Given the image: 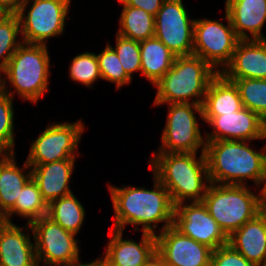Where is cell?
<instances>
[{
    "instance_id": "6da1fadb",
    "label": "cell",
    "mask_w": 266,
    "mask_h": 266,
    "mask_svg": "<svg viewBox=\"0 0 266 266\" xmlns=\"http://www.w3.org/2000/svg\"><path fill=\"white\" fill-rule=\"evenodd\" d=\"M153 175V189L139 186H116L108 183L114 210L112 229L124 231L126 225L156 235V228L163 223L159 232L173 225L175 206L169 191Z\"/></svg>"
},
{
    "instance_id": "7a4b0ae2",
    "label": "cell",
    "mask_w": 266,
    "mask_h": 266,
    "mask_svg": "<svg viewBox=\"0 0 266 266\" xmlns=\"http://www.w3.org/2000/svg\"><path fill=\"white\" fill-rule=\"evenodd\" d=\"M253 141H206L205 157L210 183L259 187L266 172V144L257 150ZM257 150V151H256Z\"/></svg>"
},
{
    "instance_id": "3957f363",
    "label": "cell",
    "mask_w": 266,
    "mask_h": 266,
    "mask_svg": "<svg viewBox=\"0 0 266 266\" xmlns=\"http://www.w3.org/2000/svg\"><path fill=\"white\" fill-rule=\"evenodd\" d=\"M152 152V173L169 191L173 205L202 202L210 184L205 153Z\"/></svg>"
},
{
    "instance_id": "277c9868",
    "label": "cell",
    "mask_w": 266,
    "mask_h": 266,
    "mask_svg": "<svg viewBox=\"0 0 266 266\" xmlns=\"http://www.w3.org/2000/svg\"><path fill=\"white\" fill-rule=\"evenodd\" d=\"M50 59L48 45L23 42L0 72V90L36 104L49 91Z\"/></svg>"
},
{
    "instance_id": "5b68a950",
    "label": "cell",
    "mask_w": 266,
    "mask_h": 266,
    "mask_svg": "<svg viewBox=\"0 0 266 266\" xmlns=\"http://www.w3.org/2000/svg\"><path fill=\"white\" fill-rule=\"evenodd\" d=\"M218 74L201 57H176L173 66L154 85V106L171 103L202 105L210 81Z\"/></svg>"
},
{
    "instance_id": "8992f818",
    "label": "cell",
    "mask_w": 266,
    "mask_h": 266,
    "mask_svg": "<svg viewBox=\"0 0 266 266\" xmlns=\"http://www.w3.org/2000/svg\"><path fill=\"white\" fill-rule=\"evenodd\" d=\"M258 188L249 185H224L210 183L203 204L220 228L229 237L260 211Z\"/></svg>"
},
{
    "instance_id": "52a82bcc",
    "label": "cell",
    "mask_w": 266,
    "mask_h": 266,
    "mask_svg": "<svg viewBox=\"0 0 266 266\" xmlns=\"http://www.w3.org/2000/svg\"><path fill=\"white\" fill-rule=\"evenodd\" d=\"M168 106L166 124L161 133V144L156 152L201 153L205 152L206 140L202 136L197 119L203 120L202 105L171 103ZM197 116H199L197 118Z\"/></svg>"
},
{
    "instance_id": "ba28073f",
    "label": "cell",
    "mask_w": 266,
    "mask_h": 266,
    "mask_svg": "<svg viewBox=\"0 0 266 266\" xmlns=\"http://www.w3.org/2000/svg\"><path fill=\"white\" fill-rule=\"evenodd\" d=\"M71 1L24 0L16 13L23 42L47 45L48 39L62 35L65 31V21L69 19Z\"/></svg>"
},
{
    "instance_id": "9c48e42d",
    "label": "cell",
    "mask_w": 266,
    "mask_h": 266,
    "mask_svg": "<svg viewBox=\"0 0 266 266\" xmlns=\"http://www.w3.org/2000/svg\"><path fill=\"white\" fill-rule=\"evenodd\" d=\"M238 41L226 11L221 20L195 18L193 55L201 57L218 73L230 62Z\"/></svg>"
},
{
    "instance_id": "30bf717a",
    "label": "cell",
    "mask_w": 266,
    "mask_h": 266,
    "mask_svg": "<svg viewBox=\"0 0 266 266\" xmlns=\"http://www.w3.org/2000/svg\"><path fill=\"white\" fill-rule=\"evenodd\" d=\"M85 127L81 119L75 122H53L47 125L44 131L31 142L26 162L32 168L60 160L77 159L78 147Z\"/></svg>"
},
{
    "instance_id": "8fae6325",
    "label": "cell",
    "mask_w": 266,
    "mask_h": 266,
    "mask_svg": "<svg viewBox=\"0 0 266 266\" xmlns=\"http://www.w3.org/2000/svg\"><path fill=\"white\" fill-rule=\"evenodd\" d=\"M30 226L39 266H63L81 260L76 234L47 216L34 220Z\"/></svg>"
},
{
    "instance_id": "7c38bea8",
    "label": "cell",
    "mask_w": 266,
    "mask_h": 266,
    "mask_svg": "<svg viewBox=\"0 0 266 266\" xmlns=\"http://www.w3.org/2000/svg\"><path fill=\"white\" fill-rule=\"evenodd\" d=\"M186 9L183 0H165L155 15L154 37L176 57L193 55L195 19Z\"/></svg>"
},
{
    "instance_id": "4fadbf2b",
    "label": "cell",
    "mask_w": 266,
    "mask_h": 266,
    "mask_svg": "<svg viewBox=\"0 0 266 266\" xmlns=\"http://www.w3.org/2000/svg\"><path fill=\"white\" fill-rule=\"evenodd\" d=\"M173 226L212 250L228 244V236L209 214L203 202H183L175 205Z\"/></svg>"
},
{
    "instance_id": "5bb4252c",
    "label": "cell",
    "mask_w": 266,
    "mask_h": 266,
    "mask_svg": "<svg viewBox=\"0 0 266 266\" xmlns=\"http://www.w3.org/2000/svg\"><path fill=\"white\" fill-rule=\"evenodd\" d=\"M202 121L212 128L211 132H205L206 141L266 140V121L245 107L233 113L203 116Z\"/></svg>"
},
{
    "instance_id": "9a60e30c",
    "label": "cell",
    "mask_w": 266,
    "mask_h": 266,
    "mask_svg": "<svg viewBox=\"0 0 266 266\" xmlns=\"http://www.w3.org/2000/svg\"><path fill=\"white\" fill-rule=\"evenodd\" d=\"M156 236V253L168 266H210L212 249L178 231L173 225Z\"/></svg>"
},
{
    "instance_id": "2e32d148",
    "label": "cell",
    "mask_w": 266,
    "mask_h": 266,
    "mask_svg": "<svg viewBox=\"0 0 266 266\" xmlns=\"http://www.w3.org/2000/svg\"><path fill=\"white\" fill-rule=\"evenodd\" d=\"M124 231L112 229L103 257L113 266H146L156 254V236L142 232L140 242L123 239Z\"/></svg>"
},
{
    "instance_id": "e0dca14e",
    "label": "cell",
    "mask_w": 266,
    "mask_h": 266,
    "mask_svg": "<svg viewBox=\"0 0 266 266\" xmlns=\"http://www.w3.org/2000/svg\"><path fill=\"white\" fill-rule=\"evenodd\" d=\"M220 74L227 80L266 79V39L239 40Z\"/></svg>"
},
{
    "instance_id": "ac0fdd59",
    "label": "cell",
    "mask_w": 266,
    "mask_h": 266,
    "mask_svg": "<svg viewBox=\"0 0 266 266\" xmlns=\"http://www.w3.org/2000/svg\"><path fill=\"white\" fill-rule=\"evenodd\" d=\"M31 233L29 223L22 227L7 222L0 227V266H39Z\"/></svg>"
},
{
    "instance_id": "d6986e66",
    "label": "cell",
    "mask_w": 266,
    "mask_h": 266,
    "mask_svg": "<svg viewBox=\"0 0 266 266\" xmlns=\"http://www.w3.org/2000/svg\"><path fill=\"white\" fill-rule=\"evenodd\" d=\"M225 11L239 40H264L266 0H225Z\"/></svg>"
},
{
    "instance_id": "ffe728a7",
    "label": "cell",
    "mask_w": 266,
    "mask_h": 266,
    "mask_svg": "<svg viewBox=\"0 0 266 266\" xmlns=\"http://www.w3.org/2000/svg\"><path fill=\"white\" fill-rule=\"evenodd\" d=\"M76 159H66L36 165L31 168L33 180L38 185L42 198L49 204L55 199L70 195L71 177Z\"/></svg>"
},
{
    "instance_id": "44dd1931",
    "label": "cell",
    "mask_w": 266,
    "mask_h": 266,
    "mask_svg": "<svg viewBox=\"0 0 266 266\" xmlns=\"http://www.w3.org/2000/svg\"><path fill=\"white\" fill-rule=\"evenodd\" d=\"M228 244L256 266L266 262V212L259 213L228 237Z\"/></svg>"
},
{
    "instance_id": "7402d4cb",
    "label": "cell",
    "mask_w": 266,
    "mask_h": 266,
    "mask_svg": "<svg viewBox=\"0 0 266 266\" xmlns=\"http://www.w3.org/2000/svg\"><path fill=\"white\" fill-rule=\"evenodd\" d=\"M243 107L235 84L218 73L208 85L202 104L203 116L233 113Z\"/></svg>"
},
{
    "instance_id": "603a6c76",
    "label": "cell",
    "mask_w": 266,
    "mask_h": 266,
    "mask_svg": "<svg viewBox=\"0 0 266 266\" xmlns=\"http://www.w3.org/2000/svg\"><path fill=\"white\" fill-rule=\"evenodd\" d=\"M31 178V167L25 160L20 168L16 162L15 153H12L1 164L0 209L5 215L15 206V201L19 198L21 189Z\"/></svg>"
},
{
    "instance_id": "cb8c5ba5",
    "label": "cell",
    "mask_w": 266,
    "mask_h": 266,
    "mask_svg": "<svg viewBox=\"0 0 266 266\" xmlns=\"http://www.w3.org/2000/svg\"><path fill=\"white\" fill-rule=\"evenodd\" d=\"M141 74L154 86L173 66L176 56L156 37L139 42Z\"/></svg>"
},
{
    "instance_id": "d4e9b609",
    "label": "cell",
    "mask_w": 266,
    "mask_h": 266,
    "mask_svg": "<svg viewBox=\"0 0 266 266\" xmlns=\"http://www.w3.org/2000/svg\"><path fill=\"white\" fill-rule=\"evenodd\" d=\"M85 215V208L74 193L55 199L48 204L47 217L76 235L83 226Z\"/></svg>"
},
{
    "instance_id": "484cf974",
    "label": "cell",
    "mask_w": 266,
    "mask_h": 266,
    "mask_svg": "<svg viewBox=\"0 0 266 266\" xmlns=\"http://www.w3.org/2000/svg\"><path fill=\"white\" fill-rule=\"evenodd\" d=\"M122 6L117 34L139 42L154 37L155 16L141 8Z\"/></svg>"
},
{
    "instance_id": "4316f807",
    "label": "cell",
    "mask_w": 266,
    "mask_h": 266,
    "mask_svg": "<svg viewBox=\"0 0 266 266\" xmlns=\"http://www.w3.org/2000/svg\"><path fill=\"white\" fill-rule=\"evenodd\" d=\"M48 204L42 198L36 182L31 178L21 189L15 206L6 214L7 222L12 223V215H17L31 223L41 217L47 216Z\"/></svg>"
},
{
    "instance_id": "83f0119b",
    "label": "cell",
    "mask_w": 266,
    "mask_h": 266,
    "mask_svg": "<svg viewBox=\"0 0 266 266\" xmlns=\"http://www.w3.org/2000/svg\"><path fill=\"white\" fill-rule=\"evenodd\" d=\"M239 91L243 106L266 121V79L229 80Z\"/></svg>"
},
{
    "instance_id": "f1b7e54d",
    "label": "cell",
    "mask_w": 266,
    "mask_h": 266,
    "mask_svg": "<svg viewBox=\"0 0 266 266\" xmlns=\"http://www.w3.org/2000/svg\"><path fill=\"white\" fill-rule=\"evenodd\" d=\"M19 35L21 36V28L17 14H7L0 21V72L23 43Z\"/></svg>"
},
{
    "instance_id": "f546056e",
    "label": "cell",
    "mask_w": 266,
    "mask_h": 266,
    "mask_svg": "<svg viewBox=\"0 0 266 266\" xmlns=\"http://www.w3.org/2000/svg\"><path fill=\"white\" fill-rule=\"evenodd\" d=\"M69 77L72 81L93 89L92 85L102 79L96 54L86 51L74 56L69 66Z\"/></svg>"
},
{
    "instance_id": "4dcf8cb0",
    "label": "cell",
    "mask_w": 266,
    "mask_h": 266,
    "mask_svg": "<svg viewBox=\"0 0 266 266\" xmlns=\"http://www.w3.org/2000/svg\"><path fill=\"white\" fill-rule=\"evenodd\" d=\"M106 44L105 48L96 54L102 80L114 83L117 90L122 89L132 80L127 76L115 50L108 43Z\"/></svg>"
},
{
    "instance_id": "1f68e13d",
    "label": "cell",
    "mask_w": 266,
    "mask_h": 266,
    "mask_svg": "<svg viewBox=\"0 0 266 266\" xmlns=\"http://www.w3.org/2000/svg\"><path fill=\"white\" fill-rule=\"evenodd\" d=\"M116 34L115 47L108 44L115 50L121 65L124 68L127 76L131 79L135 72L141 73V54L139 41L125 38Z\"/></svg>"
},
{
    "instance_id": "d6a6232c",
    "label": "cell",
    "mask_w": 266,
    "mask_h": 266,
    "mask_svg": "<svg viewBox=\"0 0 266 266\" xmlns=\"http://www.w3.org/2000/svg\"><path fill=\"white\" fill-rule=\"evenodd\" d=\"M14 98L0 90V148L15 153Z\"/></svg>"
},
{
    "instance_id": "836d02e7",
    "label": "cell",
    "mask_w": 266,
    "mask_h": 266,
    "mask_svg": "<svg viewBox=\"0 0 266 266\" xmlns=\"http://www.w3.org/2000/svg\"><path fill=\"white\" fill-rule=\"evenodd\" d=\"M210 266H256L235 250L230 244H226L212 250Z\"/></svg>"
},
{
    "instance_id": "e575fe53",
    "label": "cell",
    "mask_w": 266,
    "mask_h": 266,
    "mask_svg": "<svg viewBox=\"0 0 266 266\" xmlns=\"http://www.w3.org/2000/svg\"><path fill=\"white\" fill-rule=\"evenodd\" d=\"M120 5L141 8L155 16L165 0H117Z\"/></svg>"
},
{
    "instance_id": "d590c367",
    "label": "cell",
    "mask_w": 266,
    "mask_h": 266,
    "mask_svg": "<svg viewBox=\"0 0 266 266\" xmlns=\"http://www.w3.org/2000/svg\"><path fill=\"white\" fill-rule=\"evenodd\" d=\"M24 0H0V8L7 14H16Z\"/></svg>"
},
{
    "instance_id": "8d00e7d4",
    "label": "cell",
    "mask_w": 266,
    "mask_h": 266,
    "mask_svg": "<svg viewBox=\"0 0 266 266\" xmlns=\"http://www.w3.org/2000/svg\"><path fill=\"white\" fill-rule=\"evenodd\" d=\"M259 186H262L261 189L258 188L260 211L266 212V172L265 178L261 181Z\"/></svg>"
},
{
    "instance_id": "74e56055",
    "label": "cell",
    "mask_w": 266,
    "mask_h": 266,
    "mask_svg": "<svg viewBox=\"0 0 266 266\" xmlns=\"http://www.w3.org/2000/svg\"><path fill=\"white\" fill-rule=\"evenodd\" d=\"M146 266H168L156 253Z\"/></svg>"
},
{
    "instance_id": "f35d334b",
    "label": "cell",
    "mask_w": 266,
    "mask_h": 266,
    "mask_svg": "<svg viewBox=\"0 0 266 266\" xmlns=\"http://www.w3.org/2000/svg\"><path fill=\"white\" fill-rule=\"evenodd\" d=\"M93 266H113L106 258L102 256L92 261Z\"/></svg>"
},
{
    "instance_id": "ab89813d",
    "label": "cell",
    "mask_w": 266,
    "mask_h": 266,
    "mask_svg": "<svg viewBox=\"0 0 266 266\" xmlns=\"http://www.w3.org/2000/svg\"><path fill=\"white\" fill-rule=\"evenodd\" d=\"M11 154V151L4 148H0V166Z\"/></svg>"
},
{
    "instance_id": "60d3db41",
    "label": "cell",
    "mask_w": 266,
    "mask_h": 266,
    "mask_svg": "<svg viewBox=\"0 0 266 266\" xmlns=\"http://www.w3.org/2000/svg\"><path fill=\"white\" fill-rule=\"evenodd\" d=\"M63 266H93L92 265V261L91 262H86V263H82L81 260L72 264H67V265H63Z\"/></svg>"
},
{
    "instance_id": "b9f144b4",
    "label": "cell",
    "mask_w": 266,
    "mask_h": 266,
    "mask_svg": "<svg viewBox=\"0 0 266 266\" xmlns=\"http://www.w3.org/2000/svg\"><path fill=\"white\" fill-rule=\"evenodd\" d=\"M7 223L5 213L0 209V227L4 226Z\"/></svg>"
},
{
    "instance_id": "7bdbcfd3",
    "label": "cell",
    "mask_w": 266,
    "mask_h": 266,
    "mask_svg": "<svg viewBox=\"0 0 266 266\" xmlns=\"http://www.w3.org/2000/svg\"><path fill=\"white\" fill-rule=\"evenodd\" d=\"M6 15H7V13H6L2 8H0V21H1V19L4 18Z\"/></svg>"
}]
</instances>
